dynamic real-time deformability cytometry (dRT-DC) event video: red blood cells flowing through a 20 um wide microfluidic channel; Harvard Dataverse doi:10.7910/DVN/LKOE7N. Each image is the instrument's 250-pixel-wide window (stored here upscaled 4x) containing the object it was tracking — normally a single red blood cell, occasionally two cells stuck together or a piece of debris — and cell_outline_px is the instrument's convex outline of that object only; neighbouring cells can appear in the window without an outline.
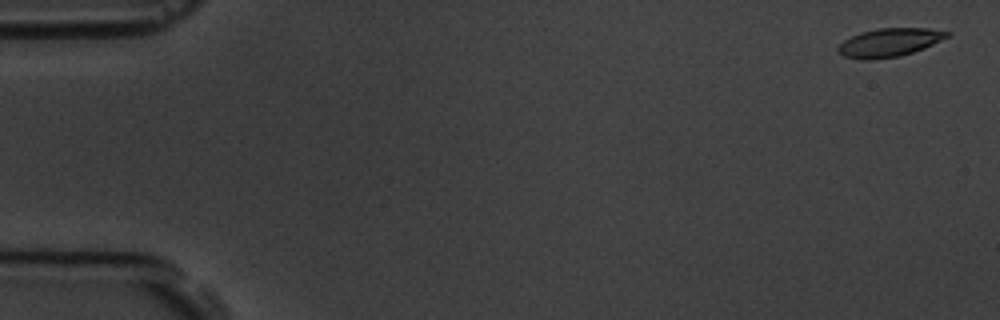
{"species": "common noctule bat (a hibernating species)", "species_latin": "Nyctalus noctula", "temperature_condition": "room temperature", "stored_images_in_passage": 6, "camera_frame_rate_fps": 3000, "um_per_image_px": 0.085, "animal": {"sex": "male", "body_mass_g": 19.5, "forearm_length_mm": 54.6}, "frame": {"image": 1, "passage_image": 1, "time_ms": 0.0, "image_size_px": [1000, 320], "cell_outline_px": [[952, 32], [948, 36], [924, 48], [900, 56], [872, 60], [864, 60], [844, 56], [836, 48], [844, 40], [860, 32], [880, 28], [928, 28]], "centroid_in_image_um": [75.59, 3.61], "position_along_channel_um": 9.4, "area_um2": 17.92}}
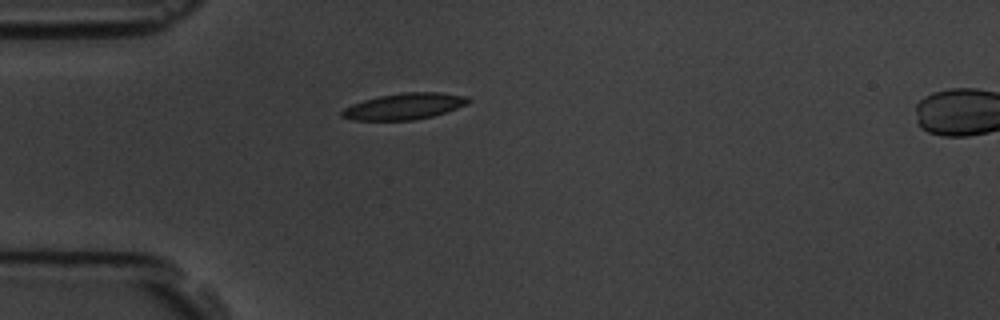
{"frame": {"image": 2, "passage_image": 5, "time_ms": 4.667, "image_size_px": [1000, 320], "cell_outline_px": [[472, 100], [468, 104], [432, 116], [412, 120], [352, 120], [340, 116], [340, 112], [344, 108], [352, 104], [364, 100], [380, 96], [404, 92], [440, 92], [468, 96]], "centroid_in_image_um": [34.37, 9.03], "position_along_channel_um": 50.6, "area_um2": 19.31}}